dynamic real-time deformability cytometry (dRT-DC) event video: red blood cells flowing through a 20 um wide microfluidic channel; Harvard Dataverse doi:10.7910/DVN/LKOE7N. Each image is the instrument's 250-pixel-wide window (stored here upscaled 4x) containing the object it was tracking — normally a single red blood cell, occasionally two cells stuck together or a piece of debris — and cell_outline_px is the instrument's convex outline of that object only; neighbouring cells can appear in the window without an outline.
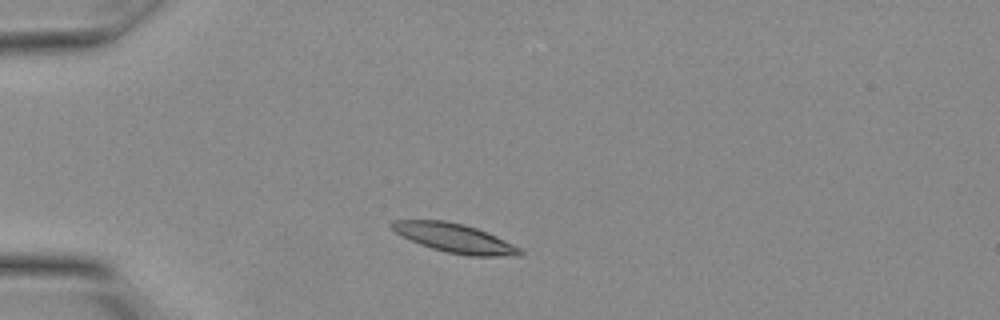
{"species": "Egyptian fruit bat (a non-hibernating species)", "species_latin": "Rousettus aegyptiacus", "temperature_condition": "warm", "stored_images_in_passage": 15, "camera_frame_rate_fps": 3000, "um_per_image_px": 0.085, "animal": {"sex": "female"}, "frame": {"image": 1, "passage_image": 3, "time_ms": 0.667, "image_size_px": [1000, 320], "cell_outline_px": [[524, 252], [520, 256], [468, 256], [448, 252], [432, 248], [420, 244], [396, 232], [388, 224], [392, 220], [444, 220], [464, 224], [476, 228], [512, 244], [520, 248]], "centroid_in_image_um": [38.64, 20.24], "position_along_channel_um": 46.4, "area_um2": 21.33}}
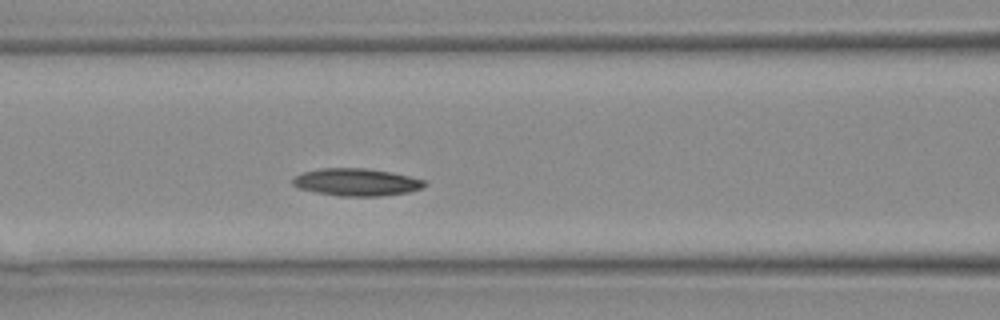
{"frame": {"image": 2, "passage_image": 8, "time_ms": 2.333, "image_size_px": [1000, 320], "cell_outline_px": [[428, 184], [424, 188], [408, 192], [380, 196], [340, 196], [316, 192], [300, 188], [292, 184], [292, 180], [300, 172], [320, 168], [364, 168], [392, 172], [424, 180]], "centroid_in_image_um": [30.31, 15.48], "position_along_channel_um": 136.3, "area_um2": 21.1}}
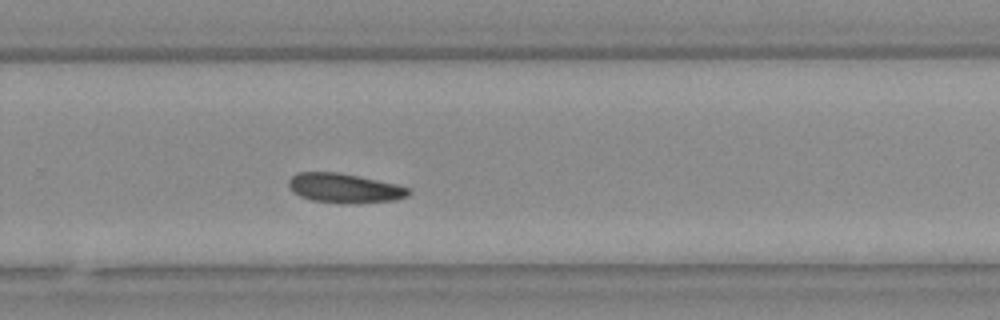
{"frame": {"image": 3, "passage_image": 15, "time_ms": 4.667, "image_size_px": [1000, 320], "cell_outline_px": [[412, 192], [408, 196], [396, 200], [348, 204], [340, 204], [312, 200], [300, 196], [288, 184], [288, 180], [296, 172], [340, 172], [396, 184], [408, 188]], "centroid_in_image_um": [29.3, 15.99], "position_along_channel_um": 300.5, "area_um2": 20.63}}